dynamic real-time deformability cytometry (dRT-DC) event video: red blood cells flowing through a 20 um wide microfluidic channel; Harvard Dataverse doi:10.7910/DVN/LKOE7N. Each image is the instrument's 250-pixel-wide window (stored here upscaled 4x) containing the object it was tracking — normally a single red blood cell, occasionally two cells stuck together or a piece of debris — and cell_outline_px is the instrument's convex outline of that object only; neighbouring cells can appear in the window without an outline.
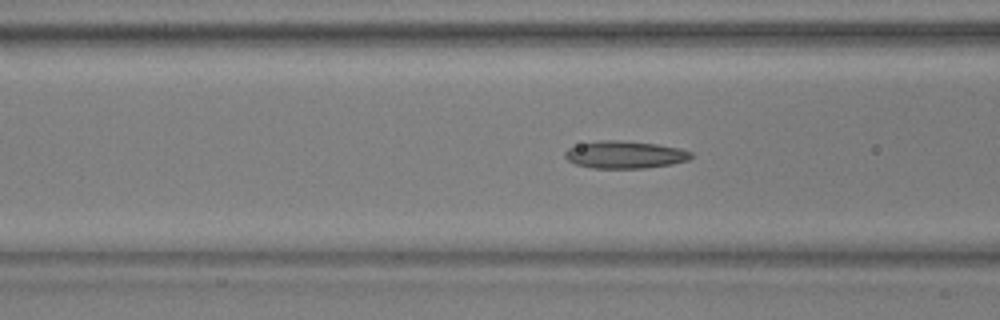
{"species": "common noctule bat (a hibernating species)", "species_latin": "Nyctalus noctula", "temperature_condition": "warm", "stored_images_in_passage": 47, "camera_frame_rate_fps": 3000, "um_per_image_px": 0.085, "animal": {"sex": "male", "body_mass_g": 17.9, "forearm_length_mm": 54.2}, "frame": {"image": 1, "passage_image": 14, "time_ms": 4.333, "image_size_px": [1000, 320], "cell_outline_px": [[692, 156], [688, 160], [672, 164], [644, 168], [592, 168], [576, 164], [568, 160], [564, 156], [564, 152], [568, 148], [580, 144], [600, 140], [612, 140], [656, 144], [680, 148], [692, 152]], "centroid_in_image_um": [53.11, 13.15], "position_along_channel_um": 113.5, "area_um2": 20.0}}
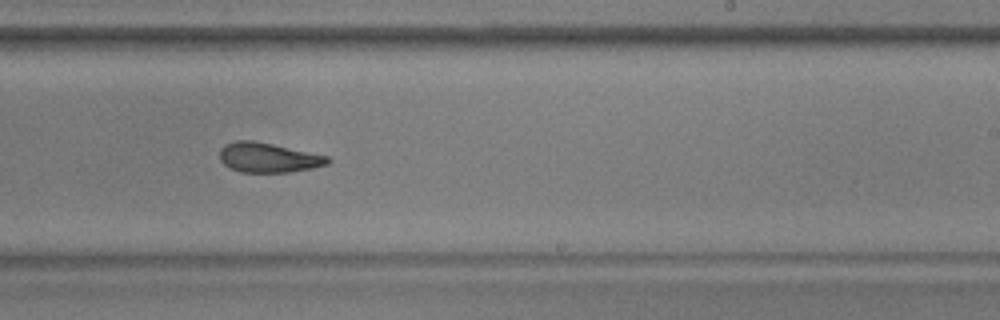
{"frame": {"image": 2, "passage_image": 26, "time_ms": 8.333, "image_size_px": [1000, 320], "cell_outline_px": [[332, 160], [328, 164], [312, 168], [288, 172], [240, 172], [228, 168], [220, 160], [220, 148], [224, 144], [236, 140], [252, 140], [272, 144], [328, 156]], "centroid_in_image_um": [22.77, 13.39], "position_along_channel_um": 266.2, "area_um2": 18.73}}
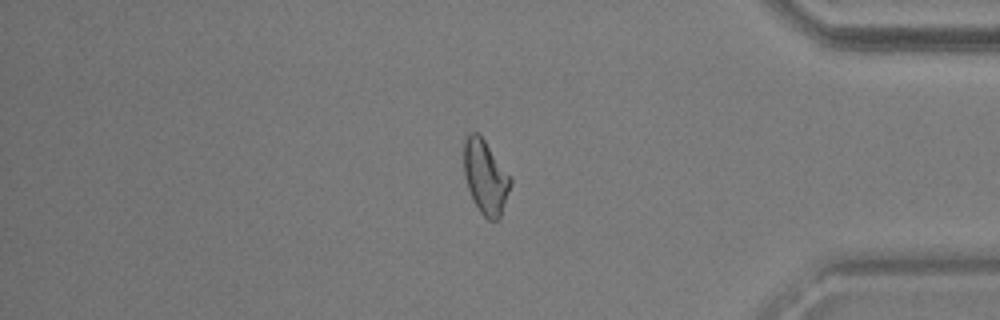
{"frame": {"image": 3, "passage_image": 38, "time_ms": 12.333, "image_size_px": [1000, 320], "cell_outline_px": [[512, 184], [500, 216], [496, 220], [488, 220], [480, 212], [472, 200], [464, 176], [464, 140], [472, 132], [476, 132], [484, 140], [512, 180]], "centroid_in_image_um": [41.25, 15.08], "position_along_channel_um": 394.0, "area_um2": 19.71}, "authors_computed_cell_mechanics": {"area_um2": 19.652, "velocity_mm_per_s": 3.8198, "shape_relaxation_time_tau1_ms": null, "shape_relaxation_time_tau2_ms": 2.1292, "deformation_change_tau1": null, "deformation_change_tau2": 0.098}}